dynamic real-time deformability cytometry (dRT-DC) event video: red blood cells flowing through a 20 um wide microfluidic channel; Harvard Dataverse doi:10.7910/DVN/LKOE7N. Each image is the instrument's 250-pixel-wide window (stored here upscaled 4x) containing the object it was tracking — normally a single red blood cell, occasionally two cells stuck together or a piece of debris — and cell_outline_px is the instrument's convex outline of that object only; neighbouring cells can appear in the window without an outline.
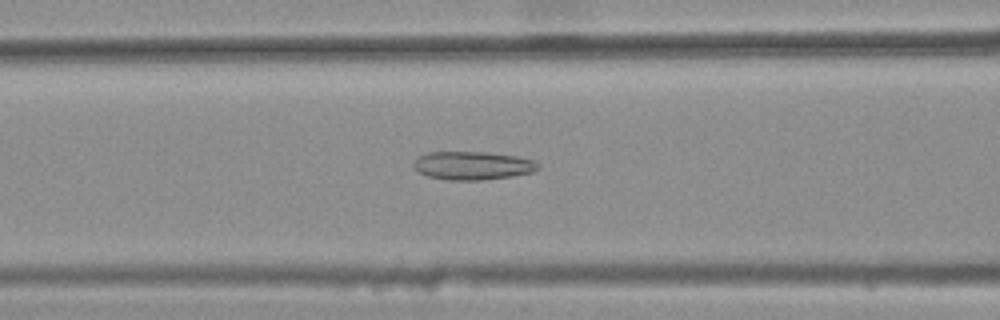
{"species": "common noctule bat (a hibernating species)", "species_latin": "Nyctalus noctula", "temperature_condition": "warm", "stored_images_in_passage": 35, "camera_frame_rate_fps": 3000, "um_per_image_px": 0.085, "animal": {"sex": "female", "body_mass_g": 25.1}, "frame": {"image": 1, "passage_image": 20, "time_ms": 6.333, "image_size_px": [1000, 320], "cell_outline_px": [[540, 168], [532, 172], [512, 176], [480, 180], [448, 180], [428, 176], [420, 172], [412, 164], [420, 156], [428, 152], [488, 152], [516, 156], [536, 160], [540, 164]], "centroid_in_image_um": [40.23, 14.07], "position_along_channel_um": 126.4, "area_um2": 20.52}}
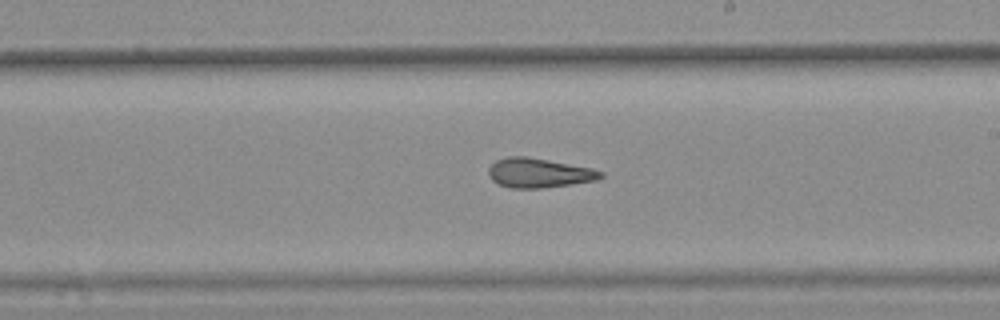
{"frame": {"image": 2, "passage_image": 29, "time_ms": 9.333, "image_size_px": [1000, 320], "cell_outline_px": [[604, 176], [596, 180], [572, 184], [544, 188], [512, 188], [500, 184], [492, 180], [488, 176], [488, 168], [496, 160], [508, 156], [528, 156], [592, 168], [604, 172]], "centroid_in_image_um": [45.81, 14.69], "position_along_channel_um": 243.2, "area_um2": 19.36}}
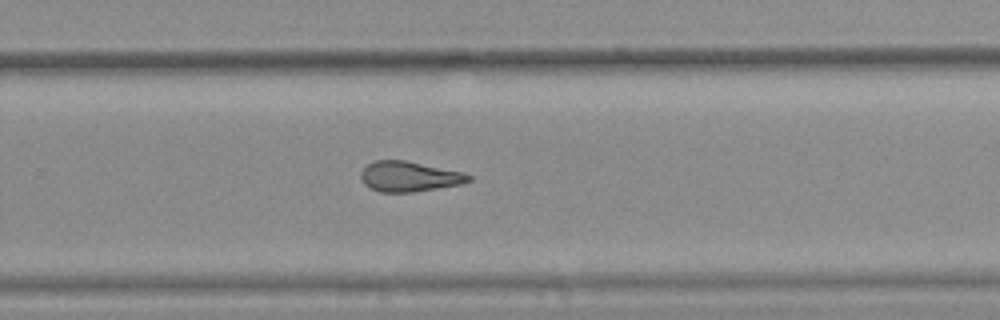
{"frame": {"image": 3, "passage_image": 33, "time_ms": 10.667, "image_size_px": [1000, 320], "cell_outline_px": [[472, 180], [460, 184], [412, 192], [380, 192], [364, 184], [360, 176], [360, 172], [368, 164], [376, 160], [404, 160], [464, 172], [472, 176]], "centroid_in_image_um": [34.78, 15.0], "position_along_channel_um": 295.0, "area_um2": 18.84}}